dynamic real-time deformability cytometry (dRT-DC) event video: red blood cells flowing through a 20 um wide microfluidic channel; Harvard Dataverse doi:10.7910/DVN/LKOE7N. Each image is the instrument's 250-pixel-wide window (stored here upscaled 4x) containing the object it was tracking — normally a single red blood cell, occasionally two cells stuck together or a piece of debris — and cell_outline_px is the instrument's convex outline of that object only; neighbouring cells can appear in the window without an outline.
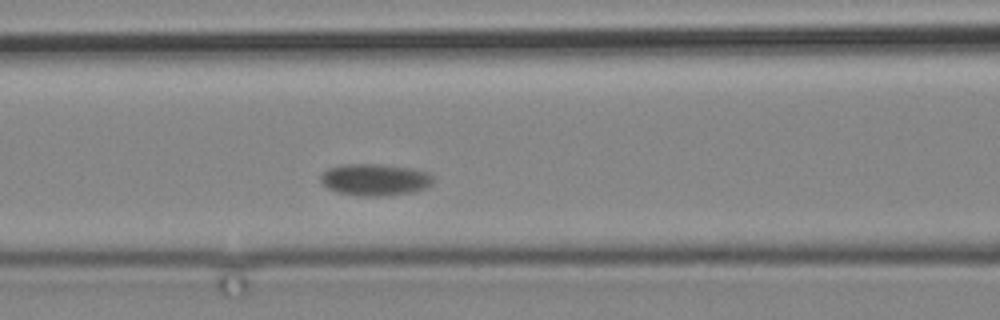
{"species": "common noctule bat (a hibernating species)", "species_latin": "Nyctalus noctula", "temperature_condition": "cold", "stored_images_in_passage": 3, "camera_frame_rate_fps": 3000, "um_per_image_px": 0.085, "animal": {"sex": "male", "body_mass_g": 19.2, "forearm_length_mm": 51.8}, "frame": {"image": 1, "passage_image": 3, "time_ms": 2.333, "image_size_px": [1000, 320], "cell_outline_px": [[432, 184], [424, 188], [412, 192], [388, 196], [360, 196], [336, 192], [328, 188], [320, 180], [320, 176], [328, 168], [344, 164], [380, 164], [412, 168], [428, 172], [432, 176]], "centroid_in_image_um": [31.86, 15.27], "position_along_channel_um": 134.7, "area_um2": 20.92}}